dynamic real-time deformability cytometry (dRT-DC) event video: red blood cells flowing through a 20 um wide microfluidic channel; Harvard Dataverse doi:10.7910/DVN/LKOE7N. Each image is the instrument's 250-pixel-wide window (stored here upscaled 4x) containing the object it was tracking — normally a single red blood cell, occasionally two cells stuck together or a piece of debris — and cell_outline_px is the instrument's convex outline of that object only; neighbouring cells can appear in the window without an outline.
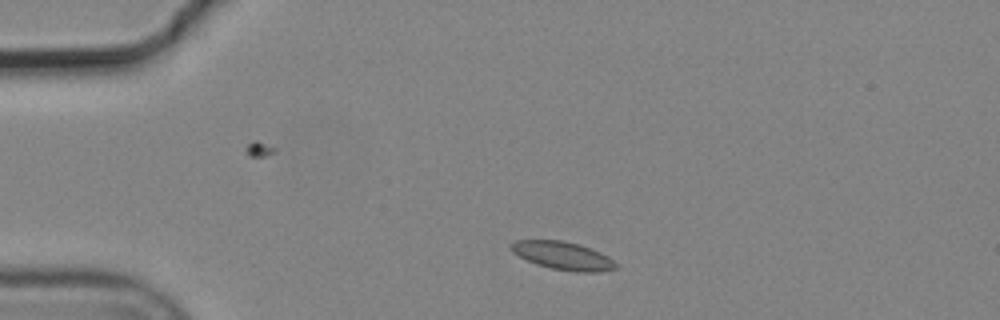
{"species": "common noctule bat (a hibernating species)", "species_latin": "Nyctalus noctula", "temperature_condition": "cold", "stored_images_in_passage": 2, "camera_frame_rate_fps": 3000, "um_per_image_px": 0.085, "animal": {"sex": "male", "body_mass_g": 19.2, "forearm_length_mm": 51.8}, "frame": {"image": 1, "passage_image": 1, "time_ms": 0.0, "image_size_px": [1000, 320], "cell_outline_px": [[616, 268], [596, 272], [572, 272], [552, 268], [536, 264], [512, 252], [508, 248], [508, 244], [516, 240], [564, 240], [580, 244], [600, 252], [608, 256], [616, 264]], "centroid_in_image_um": [47.8, 21.72], "position_along_channel_um": 37.2, "area_um2": 17.17}}